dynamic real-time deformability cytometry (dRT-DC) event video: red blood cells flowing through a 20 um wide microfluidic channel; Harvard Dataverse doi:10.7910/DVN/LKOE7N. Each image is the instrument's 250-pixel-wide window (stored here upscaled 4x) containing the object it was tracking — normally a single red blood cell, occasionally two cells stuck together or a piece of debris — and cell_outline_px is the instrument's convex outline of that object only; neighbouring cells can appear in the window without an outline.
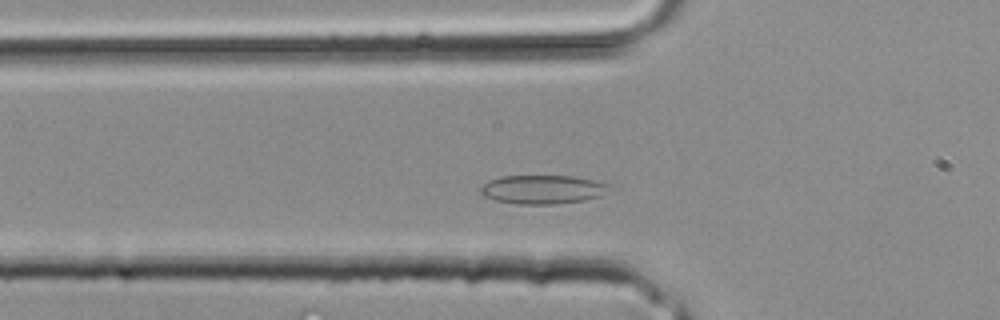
{"species": "common noctule bat (a hibernating species)", "species_latin": "Nyctalus noctula", "temperature_condition": "room temperature", "stored_images_in_passage": 6, "camera_frame_rate_fps": 3000, "um_per_image_px": 0.085, "animal": {"sex": "male", "body_mass_g": 20.4}, "frame": {"image": 1, "passage_image": 5, "time_ms": 1.333, "image_size_px": [1000, 320], "cell_outline_px": [[608, 188], [600, 196], [584, 200], [556, 204], [516, 204], [496, 200], [484, 196], [480, 192], [480, 188], [488, 180], [500, 176], [576, 176], [596, 180], [608, 184]], "centroid_in_image_um": [46.1, 16.09], "position_along_channel_um": 79.7, "area_um2": 21.56}}